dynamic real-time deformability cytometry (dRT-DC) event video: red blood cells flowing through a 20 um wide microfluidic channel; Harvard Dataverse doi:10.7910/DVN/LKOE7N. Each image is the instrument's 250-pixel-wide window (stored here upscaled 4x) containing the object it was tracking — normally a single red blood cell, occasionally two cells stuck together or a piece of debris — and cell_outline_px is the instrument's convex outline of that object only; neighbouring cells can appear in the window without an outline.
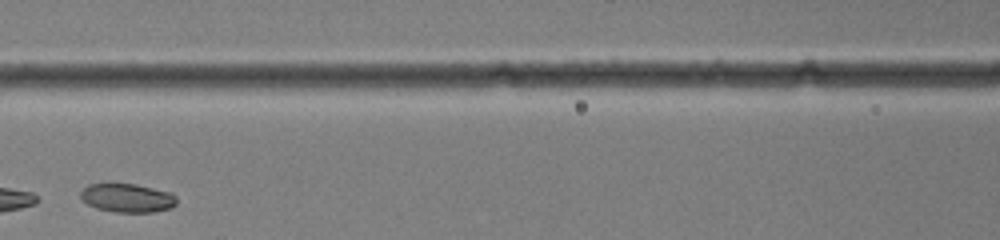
{"species": "common noctule bat (a hibernating species)", "species_latin": "Nyctalus noctula", "temperature_condition": "warm", "stored_images_in_passage": 21, "camera_frame_rate_fps": 3000, "um_per_image_px": 0.085, "animal": {"sex": "female", "body_mass_g": 19.0, "forearm_length_mm": 51.5}, "frame": {"image": 1, "passage_image": 7, "time_ms": 2.0, "image_size_px": [1000, 240], "cell_outline_px": [[176, 204], [172, 208], [156, 212], [112, 212], [96, 208], [80, 200], [80, 192], [88, 184], [136, 184], [172, 192], [176, 196]], "centroid_in_image_um": [10.83, 16.83], "position_along_channel_um": 155.8, "area_um2": 16.3}}
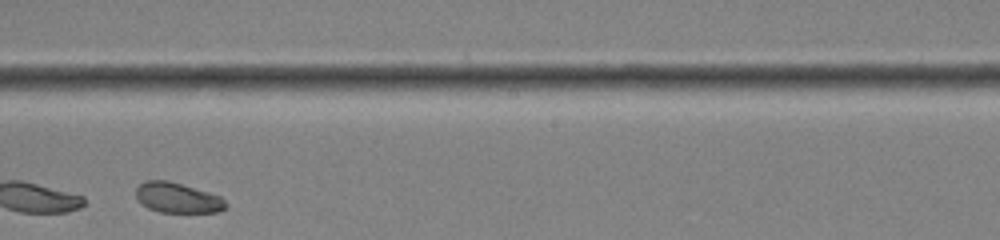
{"frame": {"image": 2, "passage_image": 12, "time_ms": 3.667, "image_size_px": [1000, 240], "cell_outline_px": [[228, 204], [220, 212], [160, 212], [148, 208], [140, 204], [136, 200], [136, 188], [144, 180], [168, 180], [208, 192], [220, 196]], "centroid_in_image_um": [15.05, 16.81], "position_along_channel_um": 233.2, "area_um2": 15.9}}